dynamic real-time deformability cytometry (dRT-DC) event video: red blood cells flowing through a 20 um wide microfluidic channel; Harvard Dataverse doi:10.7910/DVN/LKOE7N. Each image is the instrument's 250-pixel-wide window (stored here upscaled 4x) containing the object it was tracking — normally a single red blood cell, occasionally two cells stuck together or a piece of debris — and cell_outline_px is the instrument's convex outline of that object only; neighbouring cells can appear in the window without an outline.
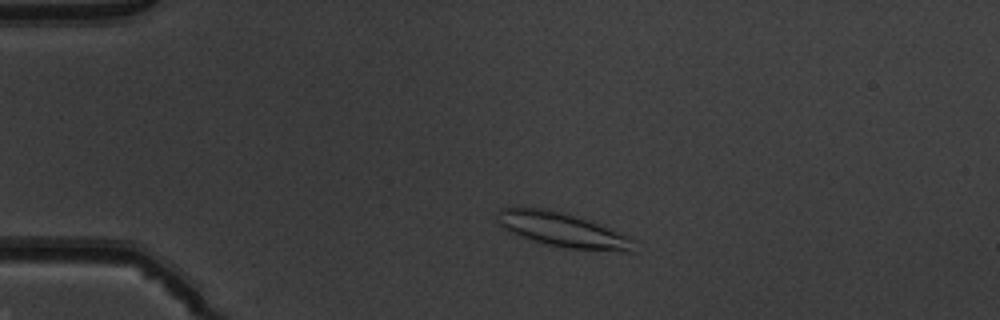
{"species": "common noctule bat (a hibernating species)", "species_latin": "Nyctalus noctula", "temperature_condition": "warm", "stored_images_in_passage": 47, "camera_frame_rate_fps": 3000, "um_per_image_px": 0.085, "animal": {"sex": "male", "body_mass_g": 19.5, "forearm_length_mm": 54.6}, "frame": {"image": 1, "passage_image": 7, "time_ms": 2.0, "image_size_px": [1000, 320], "cell_outline_px": [[636, 240], [632, 252], [624, 252], [568, 248], [548, 244], [532, 240], [508, 232], [496, 224], [496, 212], [500, 208], [540, 208], [560, 212], [588, 220], [600, 224], [628, 236]], "centroid_in_image_um": [47.79, 19.55], "position_along_channel_um": 37.2, "area_um2": 27.28}}
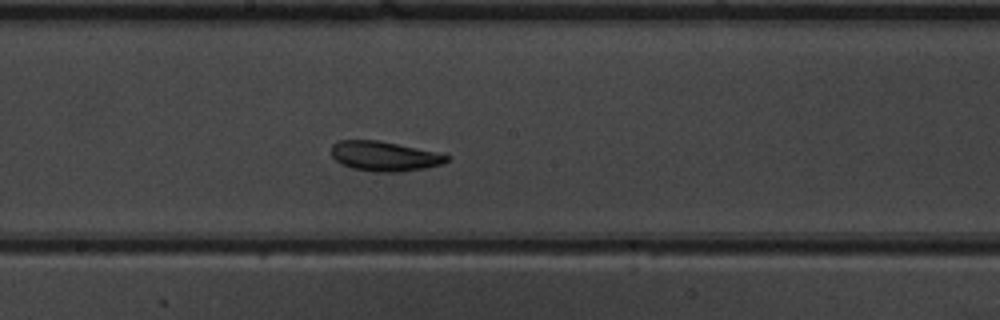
{"frame": {"image": 2, "passage_image": 24, "time_ms": 7.667, "image_size_px": [1000, 320], "cell_outline_px": [[452, 156], [444, 164], [424, 168], [400, 172], [372, 172], [352, 168], [340, 164], [332, 156], [332, 144], [336, 140], [376, 140], [436, 152]], "centroid_in_image_um": [32.66, 13.28], "position_along_channel_um": 215.5, "area_um2": 20.06}}
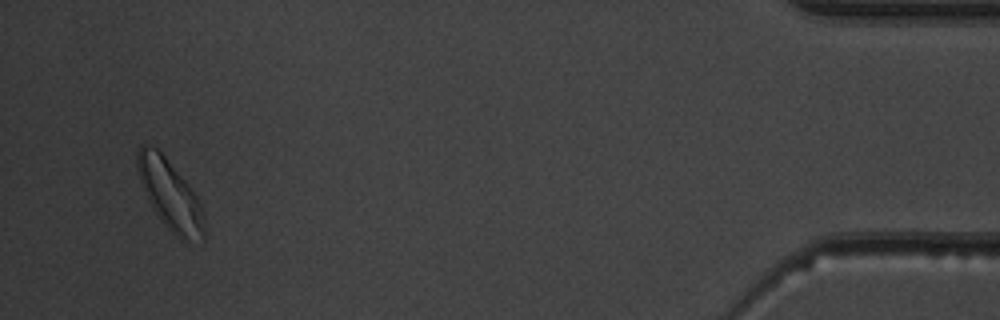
{"frame": {"image": 3, "passage_image": 45, "time_ms": 14.667, "image_size_px": [1000, 320], "cell_outline_px": [[204, 240], [180, 240], [160, 220], [140, 180], [136, 164], [136, 152], [140, 144], [148, 144], [156, 148], [164, 156], [184, 180], [196, 196], [200, 204], [204, 216]], "centroid_in_image_um": [14.45, 16.55], "position_along_channel_um": 420.8, "area_um2": 26.47}, "authors_computed_cell_mechanics": {"area_um2": 21.6172, "velocity_mm_per_s": 3.9426, "shape_relaxation_time_tau1_ms": 6.3188, "shape_relaxation_time_tau2_ms": 1.7449, "deformation_change_tau1": 0.1132, "deformation_change_tau2": 0.0812}}